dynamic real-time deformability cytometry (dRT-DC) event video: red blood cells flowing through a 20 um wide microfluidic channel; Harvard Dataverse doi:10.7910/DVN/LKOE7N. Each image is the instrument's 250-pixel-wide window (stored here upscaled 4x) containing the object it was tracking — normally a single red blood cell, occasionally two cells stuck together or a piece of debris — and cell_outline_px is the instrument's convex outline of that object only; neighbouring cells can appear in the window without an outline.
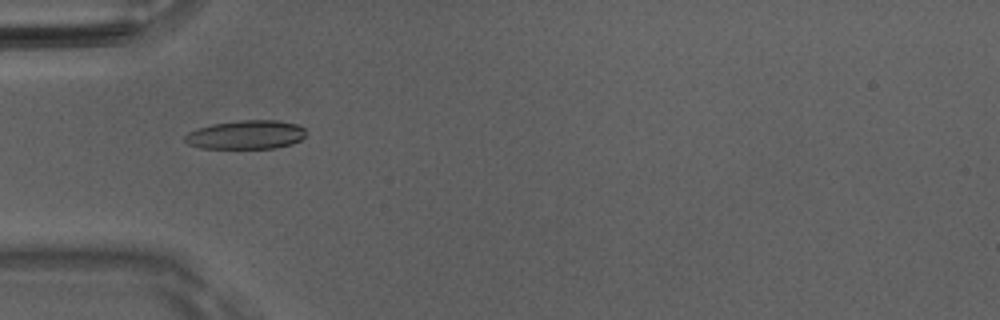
{"species": "Egyptian fruit bat (a non-hibernating species)", "species_latin": "Rousettus aegyptiacus", "temperature_condition": "room temperature", "stored_images_in_passage": 50, "camera_frame_rate_fps": 3000, "um_per_image_px": 0.085, "animal": {"sex": "male"}, "frame": {"image": 1, "passage_image": 16, "time_ms": 5.0, "image_size_px": [1000, 320], "cell_outline_px": [[304, 136], [300, 140], [292, 144], [272, 148], [200, 148], [188, 144], [184, 140], [184, 136], [188, 132], [212, 124], [240, 120], [276, 120], [296, 124], [304, 128]], "centroid_in_image_um": [20.89, 11.45], "position_along_channel_um": 64.1, "area_um2": 20.17}}
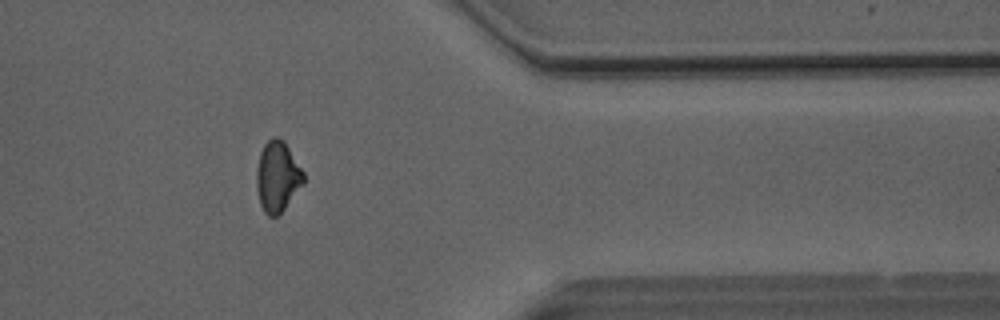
{"frame": {"image": 2, "passage_image": 41, "time_ms": 13.333, "image_size_px": [1000, 320], "cell_outline_px": [[304, 184], [284, 208], [276, 216], [268, 216], [264, 212], [260, 204], [256, 188], [256, 168], [260, 152], [264, 144], [272, 136], [276, 136], [284, 140], [304, 172]], "centroid_in_image_um": [23.57, 14.98], "position_along_channel_um": 387.8, "area_um2": 19.48}}
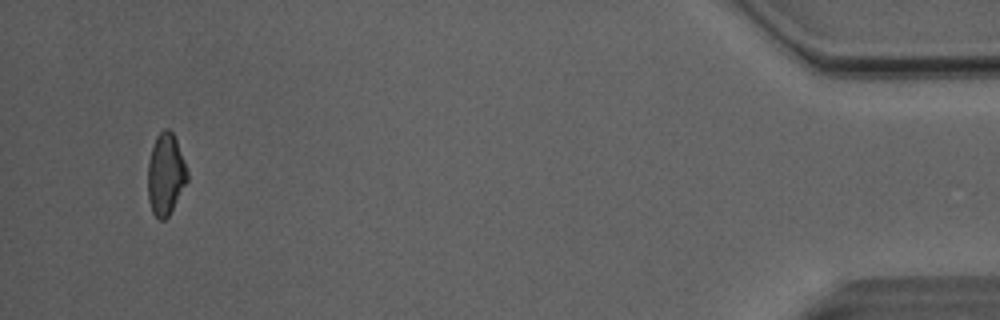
{"frame": {"image": 3, "passage_image": 48, "time_ms": 15.667, "image_size_px": [1000, 320], "cell_outline_px": [[188, 180], [168, 216], [164, 220], [160, 220], [152, 212], [148, 200], [148, 160], [156, 136], [164, 128], [168, 128], [172, 132], [176, 140], [184, 160], [188, 172]], "centroid_in_image_um": [14.07, 14.81], "position_along_channel_um": 421.1, "area_um2": 18.67}, "authors_computed_cell_mechanics": {"area_um2": 19.6231, "velocity_mm_per_s": 4.0985, "shape_relaxation_time_tau1_ms": 7.2799, "shape_relaxation_time_tau2_ms": 3.3754, "deformation_change_tau1": 0.1887, "deformation_change_tau2": 0.0996}}